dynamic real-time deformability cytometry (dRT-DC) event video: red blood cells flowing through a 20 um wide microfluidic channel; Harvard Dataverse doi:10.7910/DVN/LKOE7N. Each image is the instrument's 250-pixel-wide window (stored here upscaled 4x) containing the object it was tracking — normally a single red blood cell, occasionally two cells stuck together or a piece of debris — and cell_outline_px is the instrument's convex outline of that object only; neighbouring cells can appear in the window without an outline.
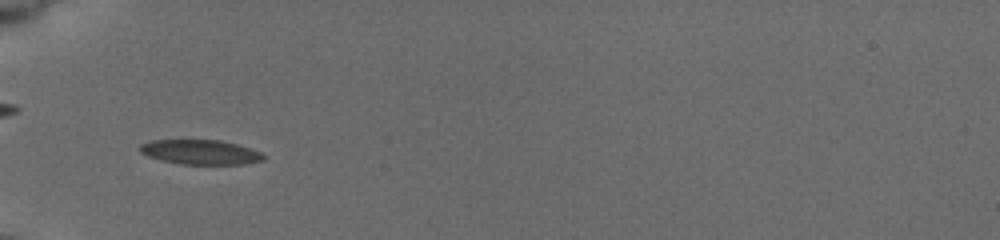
{"species": "common noctule bat (a hibernating species)", "species_latin": "Nyctalus noctula", "temperature_condition": "cold", "stored_images_in_passage": 22, "camera_frame_rate_fps": 3000, "um_per_image_px": 0.085, "animal": {"sex": "female", "body_mass_g": 19.5, "forearm_length_mm": 54.1}, "frame": {"image": 1, "passage_image": 1, "time_ms": 0.0, "image_size_px": [1000, 240], "cell_outline_px": [[268, 156], [264, 160], [244, 164], [180, 164], [160, 160], [148, 156], [140, 152], [140, 144], [148, 140], [220, 140], [236, 144], [260, 152]], "centroid_in_image_um": [17.03, 12.93], "position_along_channel_um": 68.0, "area_um2": 17.8}}
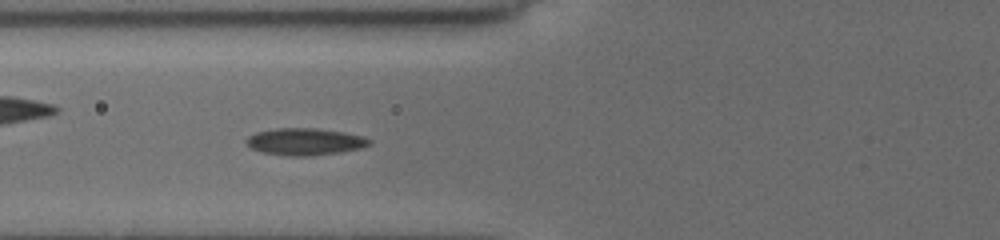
{"frame": {"image": 2, "passage_image": 9, "time_ms": 1.0, "image_size_px": [1000, 240], "cell_outline_px": [[372, 144], [360, 148], [340, 152], [312, 156], [288, 156], [260, 152], [244, 144], [244, 140], [248, 136], [256, 132], [276, 128], [316, 128], [344, 132], [364, 136], [372, 140]], "centroid_in_image_um": [25.9, 12.04], "position_along_channel_um": 99.9, "area_um2": 19.65}}
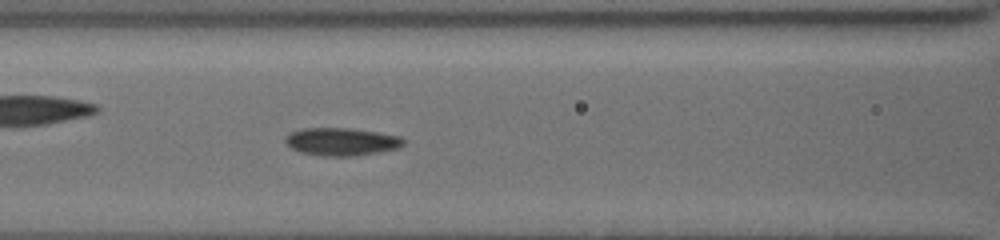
{"frame": {"image": 3, "passage_image": 18, "time_ms": 2.0, "image_size_px": [1000, 240], "cell_outline_px": [[404, 144], [400, 148], [356, 156], [324, 156], [300, 152], [292, 148], [284, 140], [284, 136], [300, 128], [352, 128], [380, 132], [400, 136], [404, 140]], "centroid_in_image_um": [29.05, 12.03], "position_along_channel_um": 137.6, "area_um2": 19.31}}